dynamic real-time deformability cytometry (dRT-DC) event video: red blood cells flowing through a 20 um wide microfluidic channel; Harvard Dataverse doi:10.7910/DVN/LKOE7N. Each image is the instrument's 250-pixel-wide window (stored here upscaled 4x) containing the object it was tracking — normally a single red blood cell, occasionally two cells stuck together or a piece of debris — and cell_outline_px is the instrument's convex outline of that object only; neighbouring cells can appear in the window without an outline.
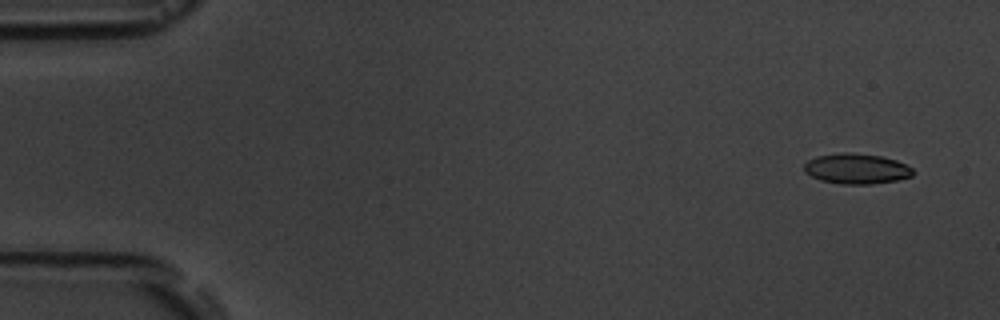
{"species": "common noctule bat (a hibernating species)", "species_latin": "Nyctalus noctula", "temperature_condition": "room temperature", "stored_images_in_passage": 6, "camera_frame_rate_fps": 3000, "um_per_image_px": 0.085, "animal": {"sex": "male", "body_mass_g": 19.5, "forearm_length_mm": 54.6}, "frame": {"image": 1, "passage_image": 1, "time_ms": 0.0, "image_size_px": [1000, 320], "cell_outline_px": [[916, 172], [912, 176], [896, 180], [868, 184], [840, 184], [820, 180], [804, 172], [804, 164], [808, 160], [816, 156], [844, 152], [852, 152], [880, 156], [896, 160], [912, 168]], "centroid_in_image_um": [72.79, 14.34], "position_along_channel_um": 12.2, "area_um2": 19.25}}
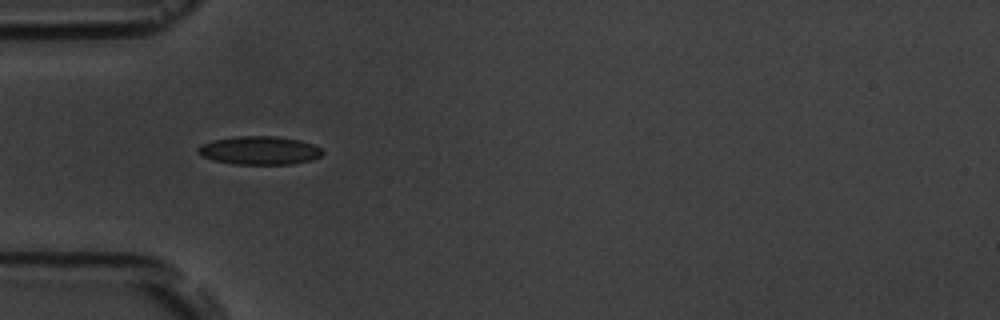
{"frame": {"image": 2, "passage_image": 5, "time_ms": 4.667, "image_size_px": [1000, 320], "cell_outline_px": [[324, 152], [320, 156], [312, 160], [292, 164], [232, 164], [212, 160], [200, 156], [196, 152], [196, 148], [200, 144], [212, 140], [236, 136], [276, 136], [300, 140], [312, 144], [320, 148]], "centroid_in_image_um": [22.0, 12.79], "position_along_channel_um": 63.0, "area_um2": 20.87}}
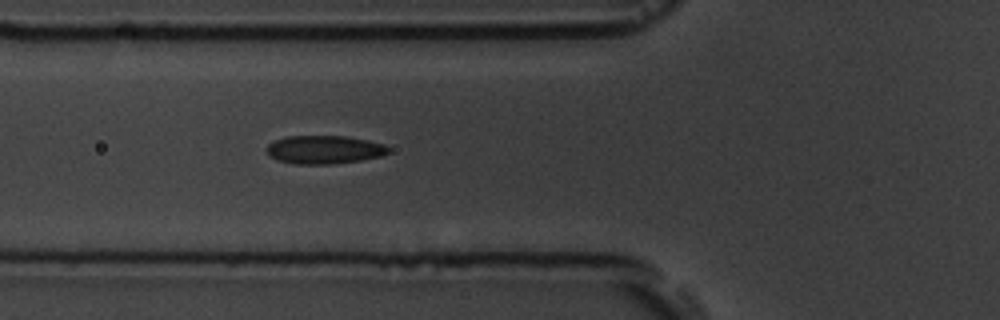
{"frame": {"image": 3, "passage_image": 6, "time_ms": 5.667, "image_size_px": [1000, 320], "cell_outline_px": [[388, 152], [380, 156], [360, 160], [332, 164], [292, 164], [276, 160], [268, 156], [264, 148], [268, 144], [284, 136], [348, 136], [368, 140], [384, 144], [388, 148]], "centroid_in_image_um": [27.48, 12.72], "position_along_channel_um": 98.3, "area_um2": 20.29}}